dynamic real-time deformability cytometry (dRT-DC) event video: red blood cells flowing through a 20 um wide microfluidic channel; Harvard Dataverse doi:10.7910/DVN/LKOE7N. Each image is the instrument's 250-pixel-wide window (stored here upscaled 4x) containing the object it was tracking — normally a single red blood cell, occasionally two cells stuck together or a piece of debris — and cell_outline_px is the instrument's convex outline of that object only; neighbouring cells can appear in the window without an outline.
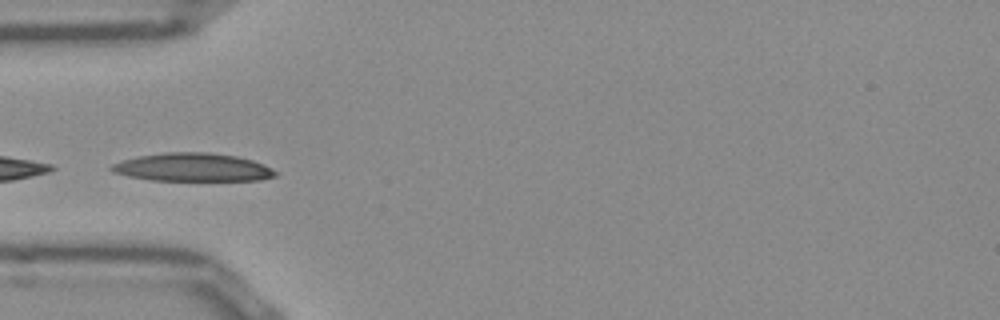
{"species": "Egyptian fruit bat (a non-hibernating species)", "species_latin": "Rousettus aegyptiacus", "temperature_condition": "room temperature", "stored_images_in_passage": 20, "camera_frame_rate_fps": 3000, "um_per_image_px": 0.085, "frame": {"image": 1, "passage_image": 15, "time_ms": 4.667, "image_size_px": [1000, 320], "cell_outline_px": [[276, 176], [260, 180], [152, 180], [128, 176], [112, 172], [108, 168], [112, 164], [124, 160], [140, 156], [164, 152], [208, 152], [236, 156], [252, 160], [264, 164], [276, 172]], "centroid_in_image_um": [16.36, 14.22], "position_along_channel_um": 68.6, "area_um2": 26.76}}